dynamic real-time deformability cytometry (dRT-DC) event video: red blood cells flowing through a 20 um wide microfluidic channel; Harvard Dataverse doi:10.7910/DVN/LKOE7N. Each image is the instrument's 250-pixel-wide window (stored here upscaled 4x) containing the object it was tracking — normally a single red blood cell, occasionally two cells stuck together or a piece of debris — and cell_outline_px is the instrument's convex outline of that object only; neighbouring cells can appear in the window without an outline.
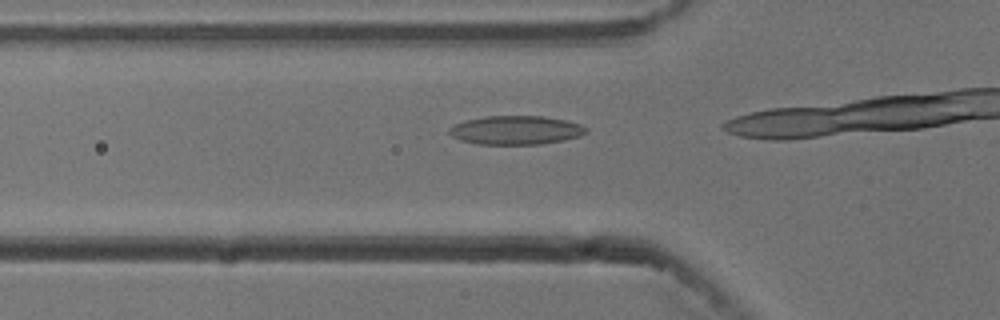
{"species": "common noctule bat (a hibernating species)", "species_latin": "Nyctalus noctula", "temperature_condition": "cold", "stored_images_in_passage": 15, "camera_frame_rate_fps": 3000, "um_per_image_px": 0.085, "animal": {"sex": "male", "body_mass_g": 13.3}, "frame": {"image": 1, "passage_image": 13, "time_ms": 4.0, "image_size_px": [1000, 320], "cell_outline_px": [[588, 132], [580, 136], [564, 140], [540, 144], [476, 144], [460, 140], [452, 136], [448, 132], [448, 128], [452, 124], [464, 120], [484, 116], [544, 116], [568, 120], [580, 124], [588, 128]], "centroid_in_image_um": [43.83, 11.05], "position_along_channel_um": 82.0, "area_um2": 23.29}}